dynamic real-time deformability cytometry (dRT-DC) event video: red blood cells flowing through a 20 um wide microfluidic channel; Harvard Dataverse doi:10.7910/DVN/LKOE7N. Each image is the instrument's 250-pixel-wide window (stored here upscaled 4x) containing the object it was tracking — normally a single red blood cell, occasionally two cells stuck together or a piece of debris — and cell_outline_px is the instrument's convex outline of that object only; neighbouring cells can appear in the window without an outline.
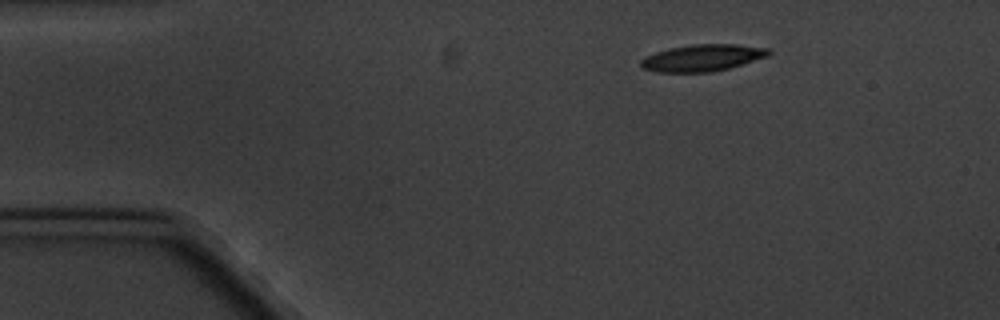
{"species": "common noctule bat (a hibernating species)", "species_latin": "Nyctalus noctula", "temperature_condition": "cold", "stored_images_in_passage": 3, "camera_frame_rate_fps": 3000, "um_per_image_px": 0.085, "animal": {"sex": "male", "body_mass_g": 20.1, "forearm_length_mm": 53.5}, "frame": {"image": 1, "passage_image": 1, "time_ms": 0.0, "image_size_px": [1000, 320], "cell_outline_px": [[772, 52], [768, 56], [728, 68], [708, 72], [660, 72], [644, 68], [640, 64], [640, 60], [644, 56], [668, 48], [692, 44], [736, 44], [772, 48]], "centroid_in_image_um": [59.73, 4.9], "position_along_channel_um": 25.3, "area_um2": 19.94}}